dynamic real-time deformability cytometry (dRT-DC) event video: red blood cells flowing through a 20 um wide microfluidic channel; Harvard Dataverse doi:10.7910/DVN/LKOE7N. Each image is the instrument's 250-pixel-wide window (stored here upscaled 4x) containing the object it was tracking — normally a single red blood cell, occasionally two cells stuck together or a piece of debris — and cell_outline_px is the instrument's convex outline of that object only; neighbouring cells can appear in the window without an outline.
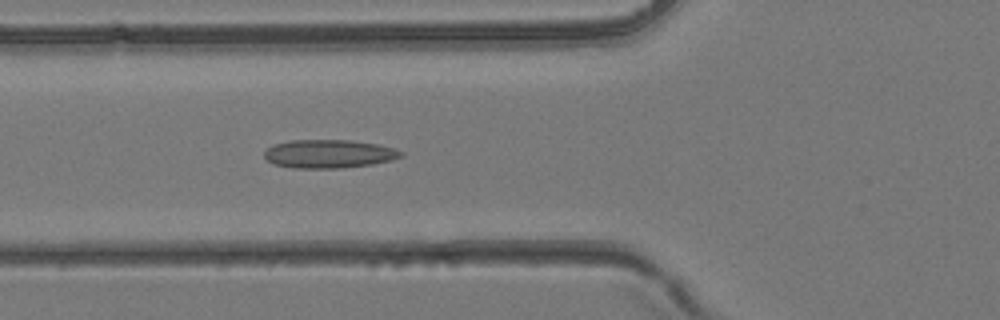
{"species": "common noctule bat (a hibernating species)", "species_latin": "Nyctalus noctula", "temperature_condition": "room temperature", "stored_images_in_passage": 33, "camera_frame_rate_fps": 3000, "um_per_image_px": 0.085, "animal": {"sex": "female", "body_mass_g": 24.6, "forearm_length_mm": 56.2}, "frame": {"image": 1, "passage_image": 6, "time_ms": 1.667, "image_size_px": [1000, 320], "cell_outline_px": [[404, 156], [372, 164], [340, 168], [292, 168], [272, 164], [264, 156], [264, 152], [272, 144], [288, 140], [352, 140], [376, 144], [392, 148], [404, 152]], "centroid_in_image_um": [27.9, 13.07], "position_along_channel_um": 97.9, "area_um2": 22.66}}
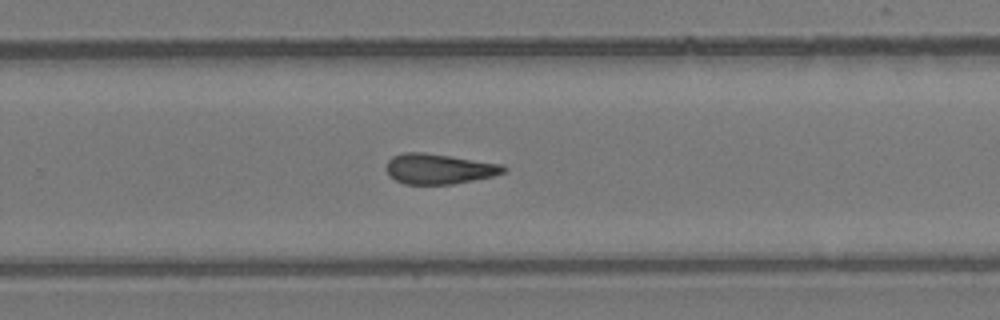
{"frame": {"image": 2, "passage_image": 18, "time_ms": 5.667, "image_size_px": [1000, 320], "cell_outline_px": [[508, 168], [504, 172], [492, 176], [452, 184], [404, 184], [396, 180], [388, 172], [388, 160], [392, 156], [404, 152], [424, 152], [500, 164]], "centroid_in_image_um": [37.31, 14.35], "position_along_channel_um": 292.5, "area_um2": 20.29}}
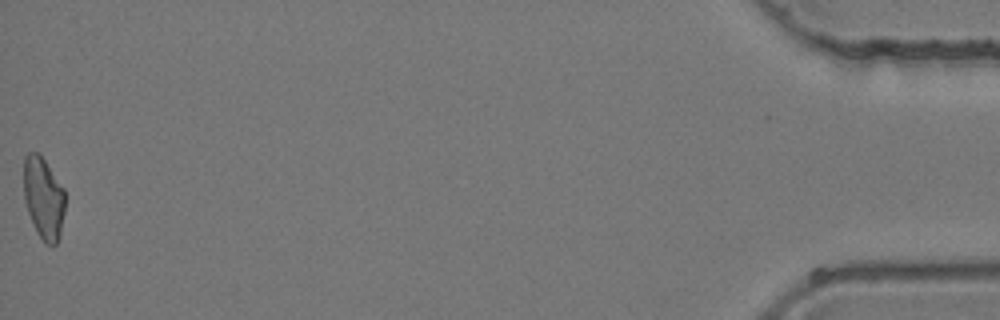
{"frame": {"image": 3, "passage_image": 33, "time_ms": 10.667, "image_size_px": [1000, 320], "cell_outline_px": [[64, 212], [60, 236], [56, 244], [44, 244], [28, 212], [24, 200], [24, 156], [28, 152], [36, 152], [44, 160], [64, 188]], "centroid_in_image_um": [3.7, 16.83], "position_along_channel_um": 431.5, "area_um2": 19.48}}